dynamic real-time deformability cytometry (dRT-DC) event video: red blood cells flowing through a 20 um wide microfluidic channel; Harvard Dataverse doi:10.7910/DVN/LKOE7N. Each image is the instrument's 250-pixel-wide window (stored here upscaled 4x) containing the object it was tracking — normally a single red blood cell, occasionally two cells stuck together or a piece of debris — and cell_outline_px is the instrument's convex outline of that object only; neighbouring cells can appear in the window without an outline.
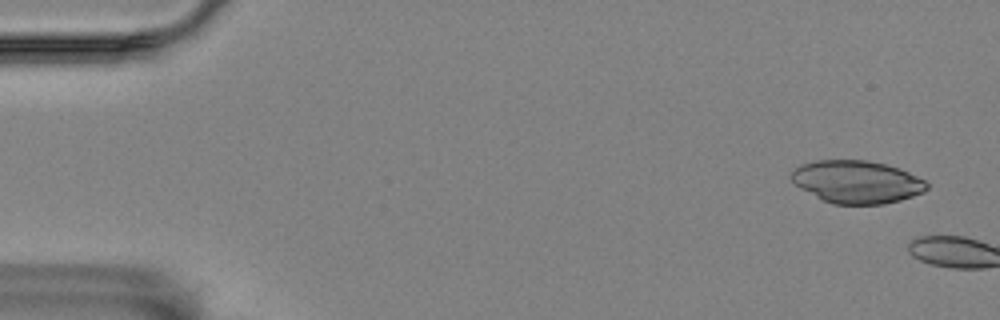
{"species": "Egyptian fruit bat (a non-hibernating species)", "species_latin": "Rousettus aegyptiacus", "temperature_condition": "room temperature", "stored_images_in_passage": 2, "camera_frame_rate_fps": 3000, "um_per_image_px": 0.085, "animal": {"sex": "female"}, "frame": {"image": 1, "passage_image": 1, "time_ms": 0.0, "image_size_px": [1000, 320], "cell_outline_px": [[928, 188], [924, 192], [900, 200], [884, 204], [832, 204], [800, 188], [788, 176], [800, 164], [816, 160], [868, 160], [900, 168], [924, 180], [928, 184]], "centroid_in_image_um": [72.82, 15.45], "position_along_channel_um": 12.2, "area_um2": 33.64}}